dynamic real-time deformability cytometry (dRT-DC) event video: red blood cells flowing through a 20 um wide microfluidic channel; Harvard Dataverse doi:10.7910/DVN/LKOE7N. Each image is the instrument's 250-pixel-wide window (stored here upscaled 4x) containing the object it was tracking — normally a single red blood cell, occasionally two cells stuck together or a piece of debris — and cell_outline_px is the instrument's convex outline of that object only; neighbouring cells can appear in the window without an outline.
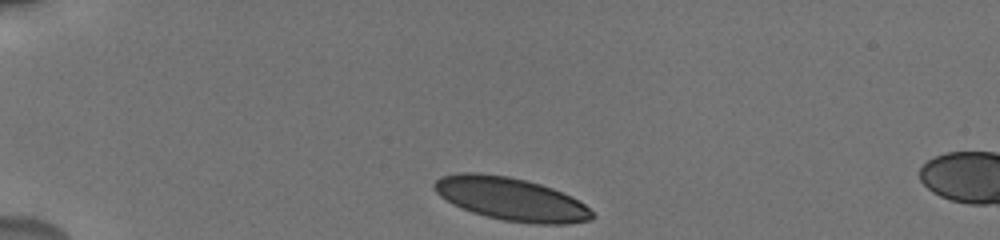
{"species": "human", "species_latin": "Homo sapiens", "temperature_condition": "cold", "stored_images_in_passage": 5, "camera_frame_rate_fps": 3000, "um_per_image_px": 0.085, "donor": {"sex": "male"}, "frame": {"image": 1, "passage_image": 1, "time_ms": 0.0, "image_size_px": [1000, 240], "cell_outline_px": [[596, 216], [592, 220], [568, 224], [536, 224], [504, 220], [484, 216], [472, 212], [452, 204], [440, 196], [432, 188], [432, 184], [440, 176], [460, 172], [476, 172], [508, 176], [540, 184], [552, 188], [572, 196], [584, 204]], "centroid_in_image_um": [43.42, 16.91], "position_along_channel_um": 41.6, "area_um2": 39.77}}